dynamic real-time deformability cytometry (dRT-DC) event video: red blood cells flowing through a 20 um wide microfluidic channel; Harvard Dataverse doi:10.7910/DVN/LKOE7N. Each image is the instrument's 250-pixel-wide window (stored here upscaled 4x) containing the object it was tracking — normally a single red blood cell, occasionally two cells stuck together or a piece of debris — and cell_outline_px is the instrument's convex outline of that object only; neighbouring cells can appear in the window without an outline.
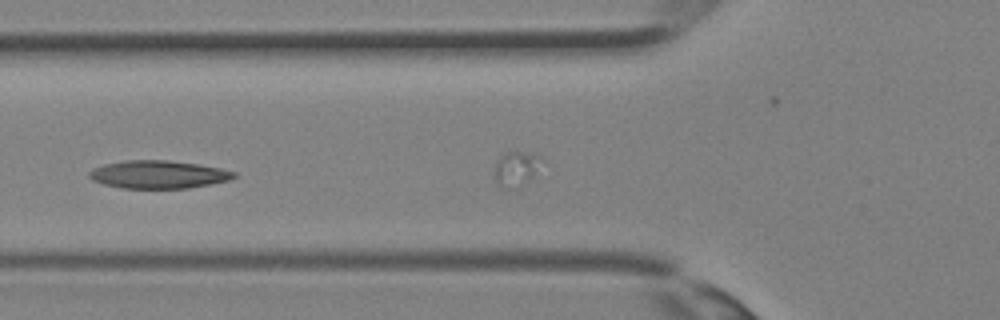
{"species": "Egyptian fruit bat (a non-hibernating species)", "species_latin": "Rousettus aegyptiacus", "temperature_condition": "room temperature", "stored_images_in_passage": 13, "camera_frame_rate_fps": 3000, "um_per_image_px": 0.085, "animal": {"sex": "female"}, "frame": {"image": 1, "passage_image": 3, "time_ms": 0.667, "image_size_px": [1000, 320], "cell_outline_px": [[236, 176], [228, 180], [188, 188], [124, 188], [104, 184], [92, 180], [88, 176], [88, 172], [92, 168], [104, 164], [124, 160], [168, 160], [196, 164], [220, 168], [236, 172]], "centroid_in_image_um": [13.41, 14.82], "position_along_channel_um": 112.4, "area_um2": 23.41}}
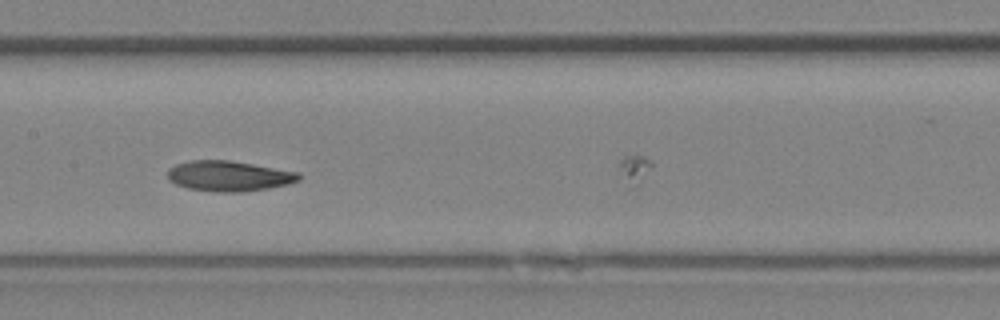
{"frame": {"image": 2, "passage_image": 7, "time_ms": 2.0, "image_size_px": [1000, 320], "cell_outline_px": [[300, 180], [288, 184], [268, 188], [240, 192], [216, 192], [188, 188], [176, 184], [168, 180], [168, 168], [176, 164], [192, 160], [228, 160], [300, 172]], "centroid_in_image_um": [19.45, 14.96], "position_along_channel_um": 188.0, "area_um2": 23.18}}
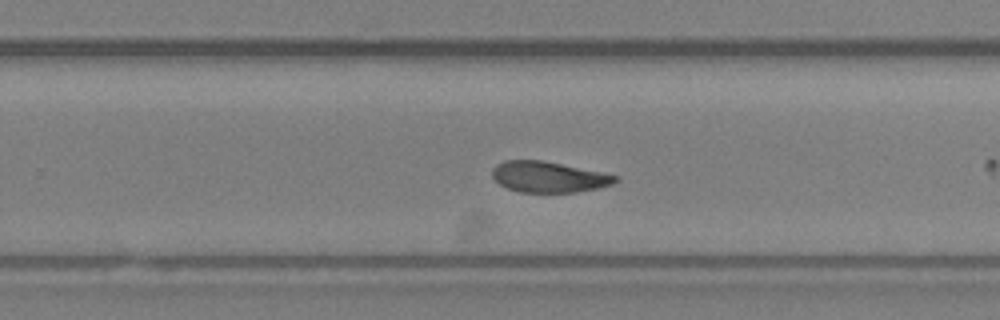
{"frame": {"image": 3, "passage_image": 12, "time_ms": 3.667, "image_size_px": [1000, 320], "cell_outline_px": [[620, 180], [612, 184], [596, 188], [576, 192], [520, 192], [508, 188], [500, 184], [492, 176], [492, 168], [496, 164], [504, 160], [540, 160], [600, 172], [616, 176]], "centroid_in_image_um": [46.59, 15.04], "position_along_channel_um": 283.2, "area_um2": 21.79}}